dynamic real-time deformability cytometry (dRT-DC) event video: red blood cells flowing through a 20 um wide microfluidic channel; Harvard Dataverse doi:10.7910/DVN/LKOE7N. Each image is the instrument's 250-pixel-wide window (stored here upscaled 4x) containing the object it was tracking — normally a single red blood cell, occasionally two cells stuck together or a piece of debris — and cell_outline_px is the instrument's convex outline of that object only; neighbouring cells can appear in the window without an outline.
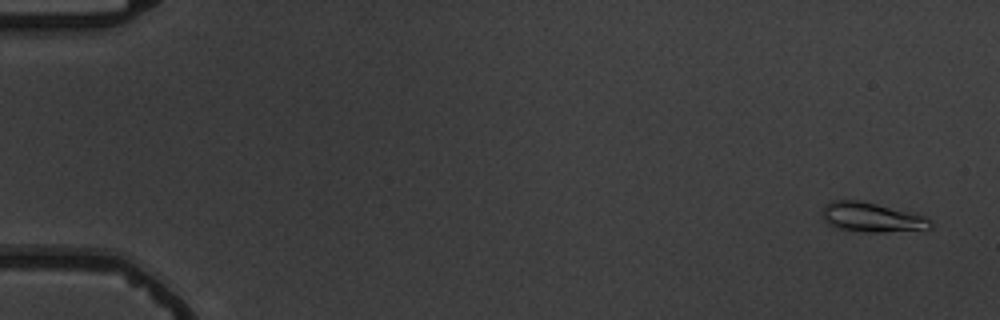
{"species": "common noctule bat (a hibernating species)", "species_latin": "Nyctalus noctula", "temperature_condition": "warm", "stored_images_in_passage": 7, "camera_frame_rate_fps": 3000, "um_per_image_px": 0.085, "animal": {"sex": "male", "body_mass_g": 19.5, "forearm_length_mm": 54.6}, "frame": {"image": 1, "passage_image": 1, "time_ms": 0.0, "image_size_px": [1000, 320], "cell_outline_px": [[932, 228], [884, 232], [864, 232], [840, 228], [828, 224], [824, 220], [820, 212], [824, 204], [832, 200], [860, 200], [924, 216], [932, 220]], "centroid_in_image_um": [74.04, 18.46], "position_along_channel_um": 11.0, "area_um2": 18.5}}
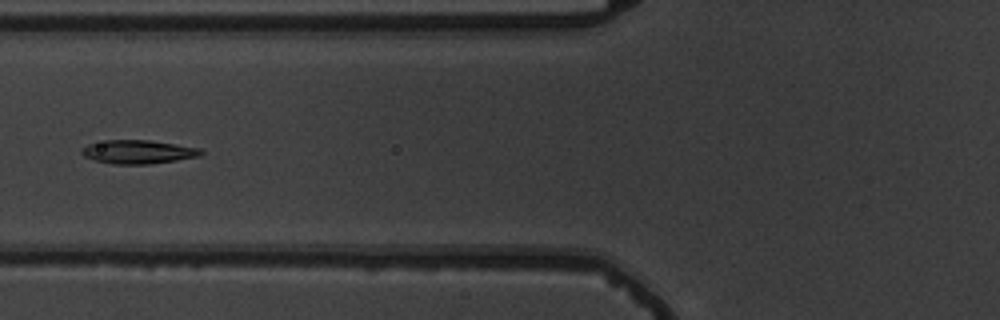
{"frame": {"image": 2, "passage_image": 7, "time_ms": 7.0, "image_size_px": [1000, 320], "cell_outline_px": [[204, 152], [200, 156], [176, 160], [148, 164], [112, 164], [96, 160], [84, 156], [80, 152], [80, 148], [88, 144], [108, 140], [148, 140], [176, 144], [200, 148]], "centroid_in_image_um": [11.73, 12.9], "position_along_channel_um": 114.1, "area_um2": 16.36}}